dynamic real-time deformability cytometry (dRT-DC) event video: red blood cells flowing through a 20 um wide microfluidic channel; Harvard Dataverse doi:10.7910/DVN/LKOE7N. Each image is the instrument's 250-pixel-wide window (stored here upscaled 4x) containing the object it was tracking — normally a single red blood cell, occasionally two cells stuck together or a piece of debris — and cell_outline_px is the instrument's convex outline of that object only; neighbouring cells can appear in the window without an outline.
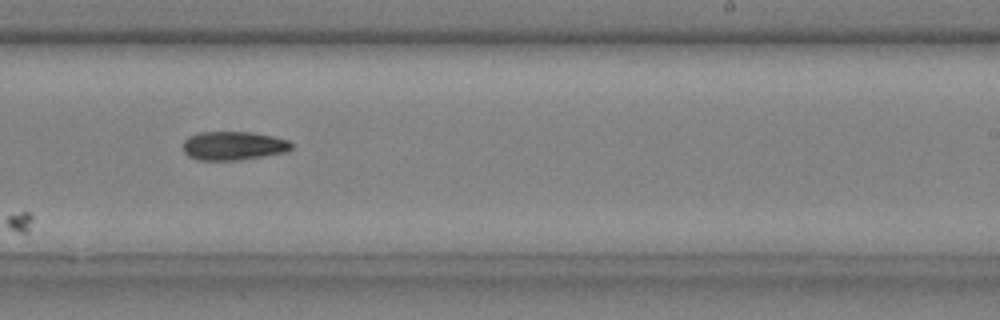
{"species": "common noctule bat (a hibernating species)", "species_latin": "Nyctalus noctula", "temperature_condition": "cold", "stored_images_in_passage": 15, "camera_frame_rate_fps": 3000, "um_per_image_px": 0.085, "animal": {"sex": "male", "body_mass_g": 20.4}, "frame": {"image": 1, "passage_image": 9, "time_ms": 2.667, "image_size_px": [1000, 320], "cell_outline_px": [[292, 148], [288, 152], [240, 160], [196, 160], [188, 156], [184, 152], [184, 140], [188, 136], [200, 132], [252, 132], [272, 136], [288, 140], [292, 144]], "centroid_in_image_um": [19.84, 12.39], "position_along_channel_um": 269.2, "area_um2": 18.26}}